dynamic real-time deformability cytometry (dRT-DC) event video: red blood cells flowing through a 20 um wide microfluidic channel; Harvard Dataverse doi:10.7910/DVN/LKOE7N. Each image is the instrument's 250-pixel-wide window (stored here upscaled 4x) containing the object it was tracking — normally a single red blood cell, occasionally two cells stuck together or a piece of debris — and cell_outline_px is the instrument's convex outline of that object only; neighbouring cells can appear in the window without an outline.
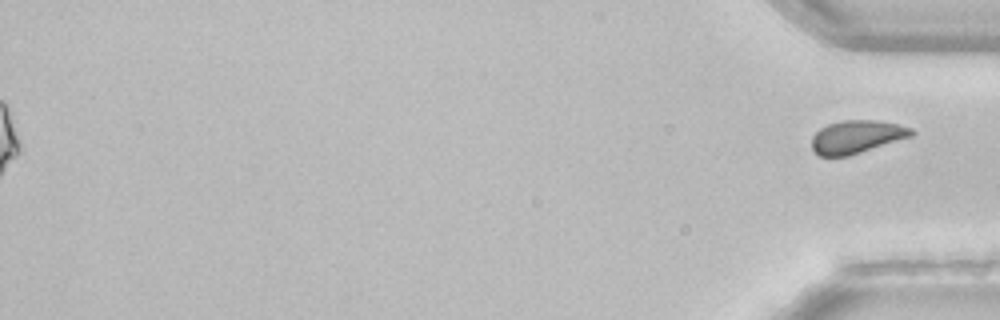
{"species": "common noctule bat (a hibernating species)", "species_latin": "Nyctalus noctula", "temperature_condition": "room temperature", "stored_images_in_passage": 53, "segment_of_instrument_passage": [2, 2], "camera_frame_rate_fps": 3000, "um_per_image_px": 0.085, "animal": {"sex": "female", "body_mass_g": 22.7, "forearm_length_mm": 54.2}, "frame": {"image": 1, "passage_image": 53, "time_ms": 17.333, "image_size_px": [1000, 320], "cell_outline_px": [[916, 132], [912, 136], [848, 156], [820, 156], [812, 148], [812, 136], [820, 128], [828, 124], [844, 120], [876, 120], [896, 124], [912, 128]], "centroid_in_image_um": [72.82, 11.62], "position_along_channel_um": 362.4, "area_um2": 19.02}}